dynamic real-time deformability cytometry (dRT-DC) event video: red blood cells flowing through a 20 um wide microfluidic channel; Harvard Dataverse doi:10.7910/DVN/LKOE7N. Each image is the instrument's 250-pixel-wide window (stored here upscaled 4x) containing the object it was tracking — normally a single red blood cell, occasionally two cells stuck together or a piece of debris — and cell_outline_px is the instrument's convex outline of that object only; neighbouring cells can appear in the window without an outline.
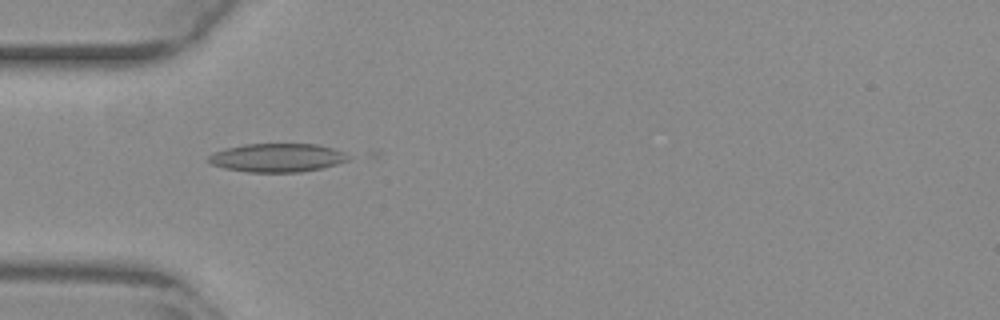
{"species": "common noctule bat (a hibernating species)", "species_latin": "Nyctalus noctula", "temperature_condition": "warm", "stored_images_in_passage": 43, "camera_frame_rate_fps": 3000, "um_per_image_px": 0.085, "animal": {"sex": "female", "body_mass_g": 29.2, "forearm_length_mm": 56.3}, "frame": {"image": 1, "passage_image": 9, "time_ms": 2.667, "image_size_px": [1000, 320], "cell_outline_px": [[352, 156], [348, 160], [336, 164], [320, 168], [300, 172], [248, 172], [224, 168], [212, 164], [208, 160], [208, 156], [224, 148], [244, 144], [316, 144], [332, 148], [344, 152]], "centroid_in_image_um": [23.57, 13.4], "position_along_channel_um": 61.4, "area_um2": 23.18}}
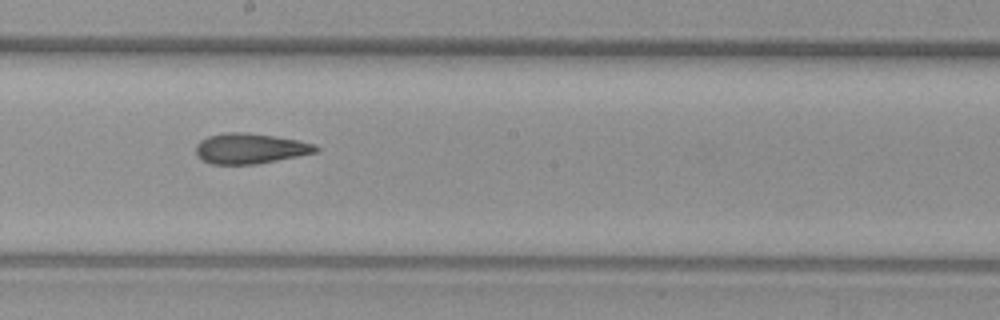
{"frame": {"image": 2, "passage_image": 22, "time_ms": 7.0, "image_size_px": [1000, 320], "cell_outline_px": [[320, 148], [316, 152], [256, 164], [212, 164], [200, 160], [196, 156], [196, 144], [200, 140], [208, 136], [224, 132], [244, 132], [276, 136], [316, 144]], "centroid_in_image_um": [21.21, 12.62], "position_along_channel_um": 227.0, "area_um2": 21.27}}
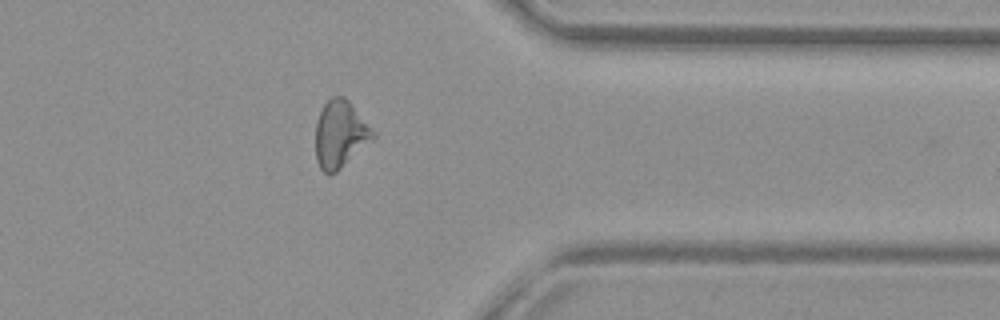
{"frame": {"image": 3, "passage_image": 35, "time_ms": 11.333, "image_size_px": [1000, 320], "cell_outline_px": [[376, 136], [372, 140], [336, 172], [328, 176], [320, 168], [316, 160], [316, 124], [320, 112], [324, 104], [332, 96], [344, 96], [348, 100], [376, 132]], "centroid_in_image_um": [28.92, 11.41], "position_along_channel_um": 382.5, "area_um2": 22.37}, "authors_computed_cell_mechanics": {"area_um2": 22.0218, "velocity_mm_per_s": 3.8614, "shape_relaxation_time_tau1_ms": null, "shape_relaxation_time_tau2_ms": 3.7037, "deformation_change_tau1": null, "deformation_change_tau2": 0.1152}}